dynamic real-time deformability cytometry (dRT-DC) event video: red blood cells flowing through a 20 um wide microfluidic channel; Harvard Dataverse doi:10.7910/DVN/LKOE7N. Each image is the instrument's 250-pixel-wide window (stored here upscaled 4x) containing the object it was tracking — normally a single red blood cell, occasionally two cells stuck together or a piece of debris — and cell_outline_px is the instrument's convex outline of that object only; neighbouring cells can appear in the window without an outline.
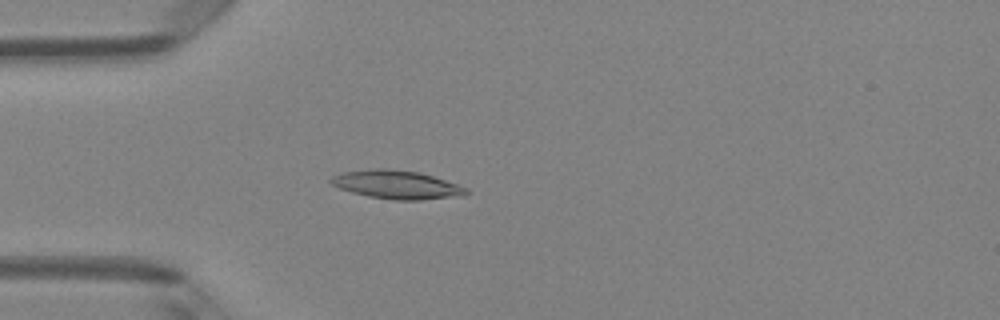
{"species": "Egyptian fruit bat (a non-hibernating species)", "species_latin": "Rousettus aegyptiacus", "temperature_condition": "room temperature", "stored_images_in_passage": 48, "camera_frame_rate_fps": 3000, "um_per_image_px": 0.085, "animal": {"sex": "female"}, "frame": {"image": 1, "passage_image": 13, "time_ms": 4.0, "image_size_px": [1000, 320], "cell_outline_px": [[468, 192], [464, 196], [420, 200], [392, 200], [368, 196], [352, 192], [340, 188], [332, 184], [328, 180], [332, 176], [340, 172], [372, 168], [384, 168], [420, 172], [468, 188]], "centroid_in_image_um": [33.7, 15.69], "position_along_channel_um": 51.3, "area_um2": 22.54}}
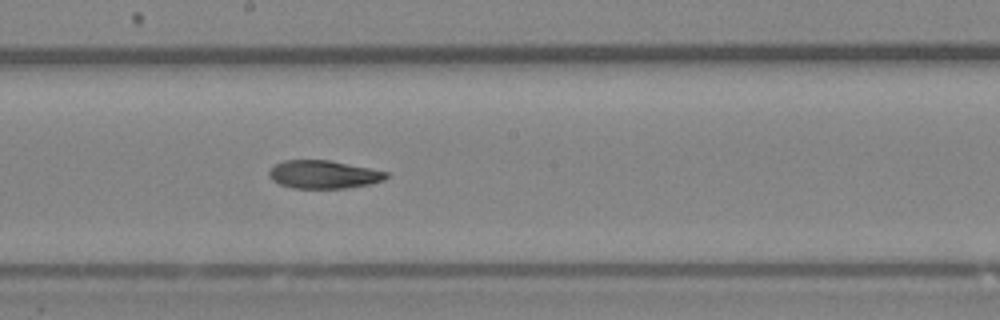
{"frame": {"image": 2, "passage_image": 26, "time_ms": 8.333, "image_size_px": [1000, 320], "cell_outline_px": [[388, 176], [384, 180], [372, 184], [344, 188], [292, 188], [280, 184], [272, 180], [268, 176], [268, 172], [276, 164], [284, 160], [328, 160], [388, 172]], "centroid_in_image_um": [27.49, 14.83], "position_along_channel_um": 220.7, "area_um2": 19.07}}
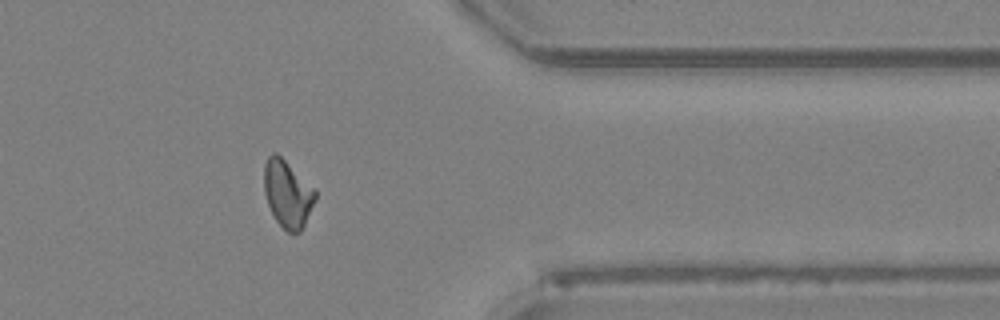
{"frame": {"image": 3, "passage_image": 39, "time_ms": 12.667, "image_size_px": [1000, 320], "cell_outline_px": [[316, 196], [304, 224], [300, 232], [288, 232], [276, 220], [268, 204], [264, 192], [264, 164], [268, 156], [272, 152], [276, 152], [316, 188]], "centroid_in_image_um": [24.43, 16.42], "position_along_channel_um": 387.0, "area_um2": 19.88}, "authors_computed_cell_mechanics": {"area_um2": 20.1433, "velocity_mm_per_s": 4.1682, "shape_relaxation_time_tau1_ms": null, "shape_relaxation_time_tau2_ms": 6.3893, "deformation_change_tau1": null, "deformation_change_tau2": 0.1424}}